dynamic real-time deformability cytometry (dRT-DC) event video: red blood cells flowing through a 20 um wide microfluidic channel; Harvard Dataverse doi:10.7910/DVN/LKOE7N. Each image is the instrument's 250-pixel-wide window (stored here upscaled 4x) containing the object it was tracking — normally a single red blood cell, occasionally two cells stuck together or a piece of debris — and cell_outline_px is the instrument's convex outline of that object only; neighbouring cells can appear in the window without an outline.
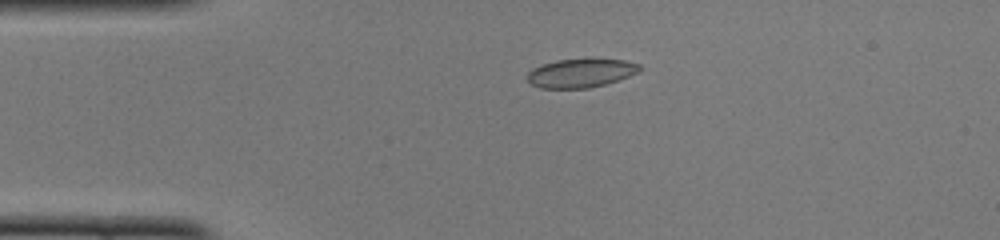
{"species": "common noctule bat (a hibernating species)", "species_latin": "Nyctalus noctula", "temperature_condition": "cold", "stored_images_in_passage": 48, "camera_frame_rate_fps": 3000, "um_per_image_px": 0.085, "animal": {"sex": "female", "body_mass_g": 22.0, "forearm_length_mm": 56.7}, "frame": {"image": 1, "passage_image": 10, "time_ms": 3.0, "image_size_px": [1000, 240], "cell_outline_px": [[644, 68], [628, 76], [604, 84], [588, 88], [540, 88], [532, 84], [524, 76], [532, 68], [540, 64], [556, 60], [592, 56], [624, 60], [640, 64]], "centroid_in_image_um": [49.35, 6.15], "position_along_channel_um": 35.6, "area_um2": 19.54}}
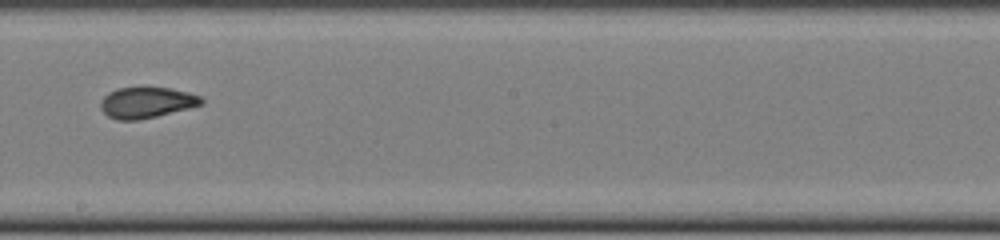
{"frame": {"image": 2, "passage_image": 27, "time_ms": 8.667, "image_size_px": [1000, 240], "cell_outline_px": [[204, 104], [156, 116], [136, 120], [116, 120], [108, 116], [100, 108], [100, 100], [108, 92], [116, 88], [144, 84], [168, 88], [188, 92], [200, 96], [204, 100]], "centroid_in_image_um": [12.42, 8.66], "position_along_channel_um": 235.8, "area_um2": 18.79}}
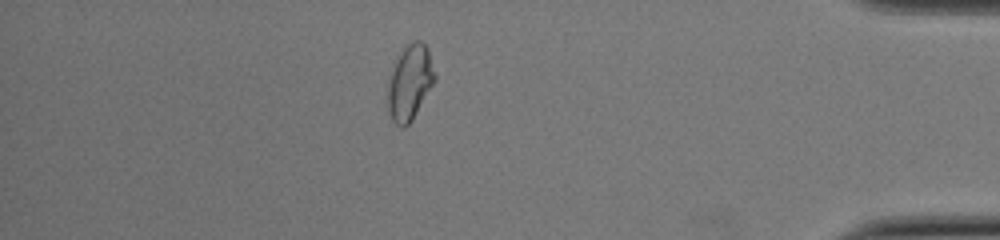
{"frame": {"image": 3, "passage_image": 42, "time_ms": 13.667, "image_size_px": [1000, 240], "cell_outline_px": [[436, 80], [412, 120], [404, 128], [400, 128], [392, 120], [388, 112], [388, 84], [396, 60], [400, 52], [412, 40], [420, 40], [428, 48], [436, 76]], "centroid_in_image_um": [34.85, 7.02], "position_along_channel_um": 400.3, "area_um2": 20.52}, "authors_computed_cell_mechanics": {"area_um2": 19.1029, "velocity_mm_per_s": 4.1037, "shape_relaxation_time_tau1_ms": null, "shape_relaxation_time_tau2_ms": 2.2, "deformation_change_tau1": null, "deformation_change_tau2": 0.0569}}